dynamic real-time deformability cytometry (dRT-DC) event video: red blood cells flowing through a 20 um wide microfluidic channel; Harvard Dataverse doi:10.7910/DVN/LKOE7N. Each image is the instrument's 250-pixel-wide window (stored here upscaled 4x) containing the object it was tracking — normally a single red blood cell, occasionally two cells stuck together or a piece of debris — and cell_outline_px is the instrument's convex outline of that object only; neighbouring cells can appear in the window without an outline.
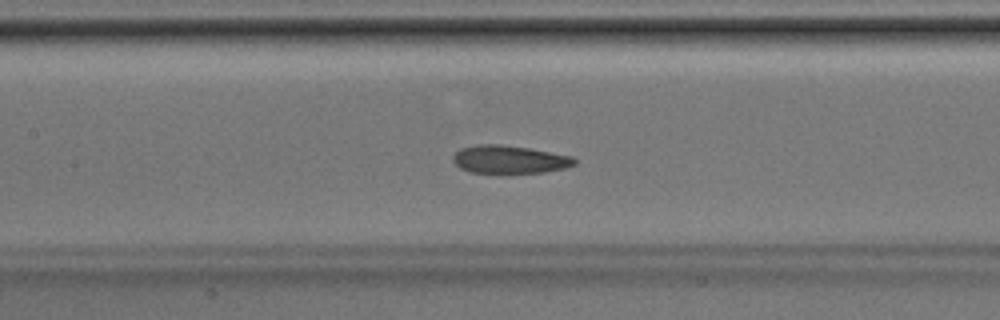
{"species": "Egyptian fruit bat (a non-hibernating species)", "species_latin": "Rousettus aegyptiacus", "temperature_condition": "room temperature", "stored_images_in_passage": 42, "camera_frame_rate_fps": 3000, "um_per_image_px": 0.085, "animal": {"sex": "male"}, "frame": {"image": 1, "passage_image": 19, "time_ms": 6.0, "image_size_px": [1000, 320], "cell_outline_px": [[576, 164], [564, 168], [544, 172], [472, 172], [460, 168], [452, 160], [452, 156], [460, 148], [480, 144], [500, 144], [528, 148], [572, 156], [576, 160]], "centroid_in_image_um": [43.29, 13.54], "position_along_channel_um": 164.1, "area_um2": 19.54}}
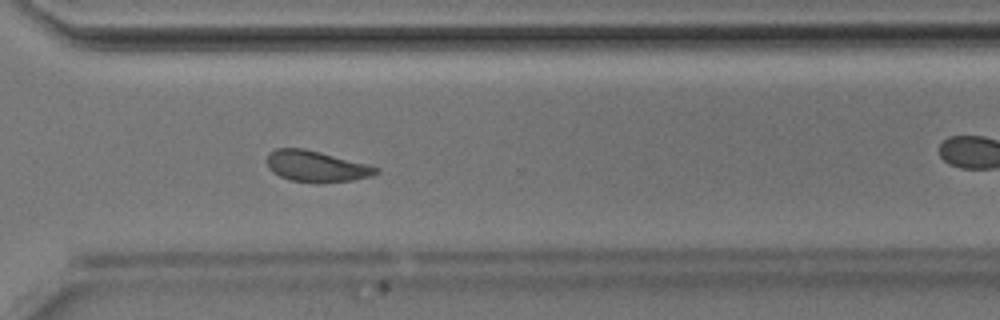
{"frame": {"image": 2, "passage_image": 30, "time_ms": 9.667, "image_size_px": [1000, 320], "cell_outline_px": [[380, 172], [372, 176], [352, 180], [320, 184], [316, 184], [292, 180], [280, 176], [272, 172], [268, 168], [268, 152], [276, 148], [304, 148], [368, 164], [380, 168]], "centroid_in_image_um": [26.9, 14.15], "position_along_channel_um": 343.7, "area_um2": 20.0}}